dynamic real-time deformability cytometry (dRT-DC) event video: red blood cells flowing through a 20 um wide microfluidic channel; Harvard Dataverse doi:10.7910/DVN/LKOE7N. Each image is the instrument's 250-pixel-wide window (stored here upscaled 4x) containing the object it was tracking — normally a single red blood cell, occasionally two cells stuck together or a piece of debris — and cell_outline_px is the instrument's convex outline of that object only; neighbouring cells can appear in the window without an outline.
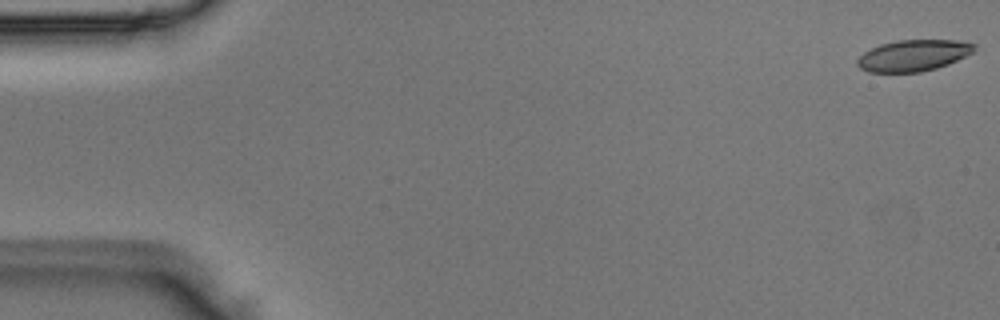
{"species": "Egyptian fruit bat (a non-hibernating species)", "species_latin": "Rousettus aegyptiacus", "temperature_condition": "room temperature", "stored_images_in_passage": 5, "camera_frame_rate_fps": 3000, "um_per_image_px": 0.085, "animal": {"sex": "male"}, "frame": {"image": 1, "passage_image": 1, "time_ms": 0.0, "image_size_px": [1000, 320], "cell_outline_px": [[976, 48], [972, 52], [948, 64], [936, 68], [920, 72], [868, 72], [860, 68], [856, 64], [856, 60], [864, 52], [880, 44], [896, 40], [956, 40], [976, 44]], "centroid_in_image_um": [77.61, 4.71], "position_along_channel_um": 7.4, "area_um2": 21.27}}